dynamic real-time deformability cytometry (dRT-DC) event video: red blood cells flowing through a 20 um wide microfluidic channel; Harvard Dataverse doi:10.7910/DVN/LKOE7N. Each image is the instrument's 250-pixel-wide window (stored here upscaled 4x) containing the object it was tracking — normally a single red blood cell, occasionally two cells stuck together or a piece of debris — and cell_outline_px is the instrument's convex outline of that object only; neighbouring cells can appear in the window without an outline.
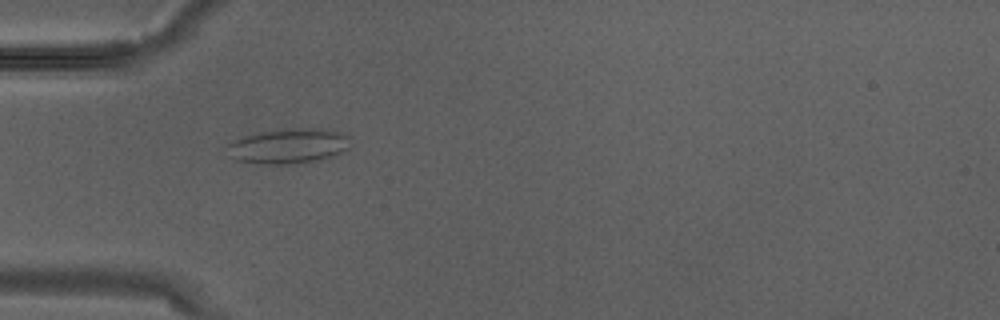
{"species": "Egyptian fruit bat (a non-hibernating species)", "species_latin": "Rousettus aegyptiacus", "temperature_condition": "warm", "stored_images_in_passage": 2, "camera_frame_rate_fps": 3000, "um_per_image_px": 0.085, "animal": {"sex": "male"}, "frame": {"image": 1, "passage_image": 2, "time_ms": 0.333, "image_size_px": [1000, 320], "cell_outline_px": [[348, 148], [332, 156], [320, 160], [284, 164], [264, 164], [236, 160], [224, 148], [228, 144], [244, 136], [260, 132], [300, 128], [316, 128], [336, 132], [348, 136]], "centroid_in_image_um": [24.48, 12.42], "position_along_channel_um": 60.5, "area_um2": 24.57}}